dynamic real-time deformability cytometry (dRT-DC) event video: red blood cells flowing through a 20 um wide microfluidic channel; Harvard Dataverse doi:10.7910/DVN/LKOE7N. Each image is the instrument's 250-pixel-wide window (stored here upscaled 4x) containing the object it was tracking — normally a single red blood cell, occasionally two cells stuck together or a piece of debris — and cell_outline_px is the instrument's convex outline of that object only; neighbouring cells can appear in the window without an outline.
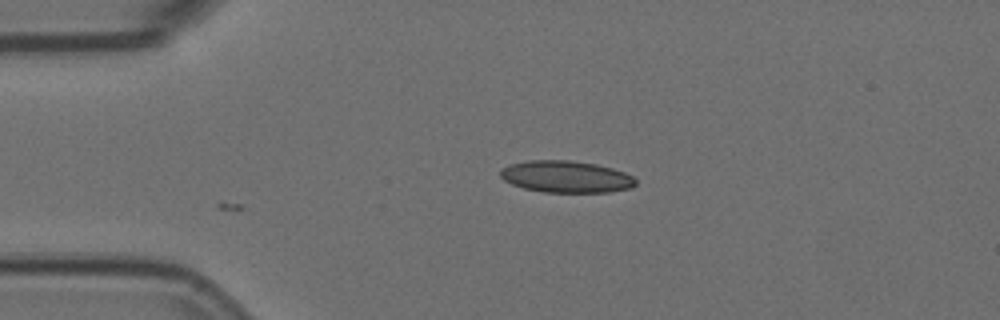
{"species": "Egyptian fruit bat (a non-hibernating species)", "species_latin": "Rousettus aegyptiacus", "temperature_condition": "room temperature", "stored_images_in_passage": 2, "camera_frame_rate_fps": 3000, "um_per_image_px": 0.085, "animal": {"sex": "female"}, "frame": {"image": 1, "passage_image": 2, "time_ms": 0.333, "image_size_px": [1000, 320], "cell_outline_px": [[636, 184], [632, 188], [608, 192], [544, 192], [524, 188], [512, 184], [504, 180], [500, 176], [500, 168], [512, 164], [528, 160], [568, 160], [596, 164], [612, 168], [624, 172], [632, 176], [636, 180]], "centroid_in_image_um": [48.12, 15.02], "position_along_channel_um": 36.9, "area_um2": 25.09}}